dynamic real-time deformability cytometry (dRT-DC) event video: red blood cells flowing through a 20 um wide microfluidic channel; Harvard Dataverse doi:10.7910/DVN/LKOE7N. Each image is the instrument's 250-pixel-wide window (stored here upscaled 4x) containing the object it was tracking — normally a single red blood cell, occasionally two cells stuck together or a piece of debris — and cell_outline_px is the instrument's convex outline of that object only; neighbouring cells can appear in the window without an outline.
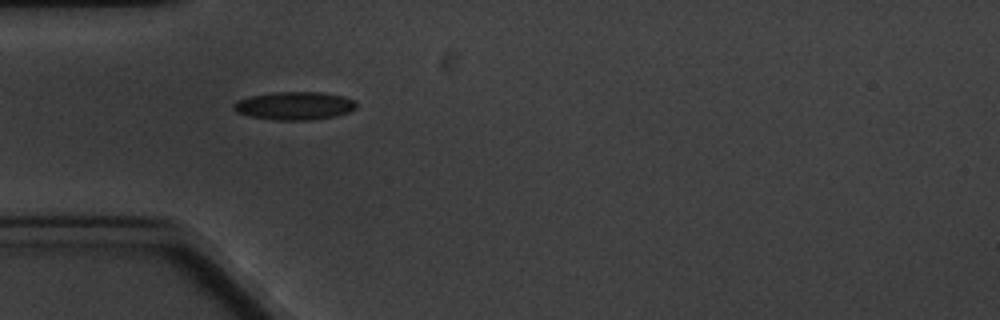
{"species": "common noctule bat (a hibernating species)", "species_latin": "Nyctalus noctula", "temperature_condition": "cold", "stored_images_in_passage": 4, "camera_frame_rate_fps": 3000, "um_per_image_px": 0.085, "animal": {"sex": "male", "body_mass_g": 20.1, "forearm_length_mm": 53.5}, "frame": {"image": 1, "passage_image": 2, "time_ms": 2.0, "image_size_px": [1000, 320], "cell_outline_px": [[356, 108], [348, 112], [336, 116], [312, 120], [272, 120], [252, 116], [236, 112], [232, 108], [232, 104], [236, 100], [252, 96], [272, 92], [324, 92], [344, 96], [352, 100], [356, 104]], "centroid_in_image_um": [25.02, 8.99], "position_along_channel_um": 60.0, "area_um2": 20.17}}